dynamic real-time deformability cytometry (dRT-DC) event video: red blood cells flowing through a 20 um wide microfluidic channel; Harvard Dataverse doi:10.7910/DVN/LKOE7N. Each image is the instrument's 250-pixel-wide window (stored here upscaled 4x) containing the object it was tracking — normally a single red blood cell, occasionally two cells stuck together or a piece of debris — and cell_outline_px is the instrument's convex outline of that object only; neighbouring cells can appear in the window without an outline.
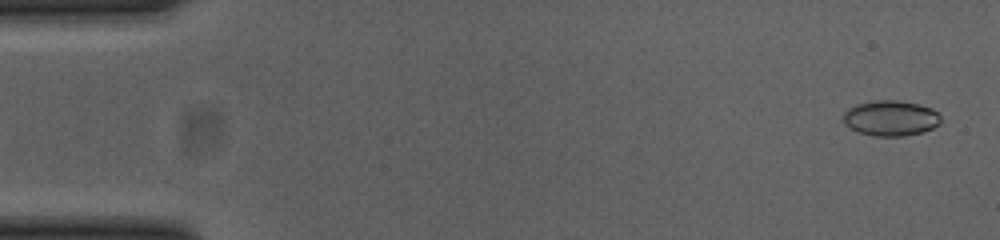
{"species": "common noctule bat (a hibernating species)", "species_latin": "Nyctalus noctula", "temperature_condition": "cold", "stored_images_in_passage": 53, "camera_frame_rate_fps": 3000, "um_per_image_px": 0.085, "animal": {"sex": "female", "body_mass_g": 23.0, "forearm_length_mm": 53.4}, "frame": {"image": 1, "passage_image": 2, "time_ms": 0.333, "image_size_px": [1000, 240], "cell_outline_px": [[940, 124], [924, 132], [904, 136], [872, 136], [860, 132], [844, 124], [844, 112], [848, 108], [856, 104], [876, 100], [896, 100], [916, 104], [932, 108], [940, 116]], "centroid_in_image_um": [75.71, 10.05], "position_along_channel_um": 9.3, "area_um2": 20.06}}
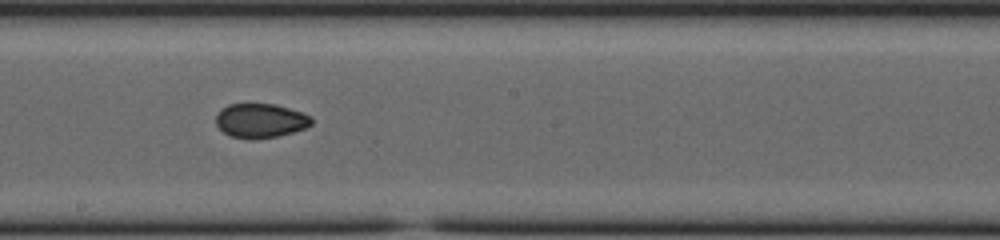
{"frame": {"image": 2, "passage_image": 29, "time_ms": 9.333, "image_size_px": [1000, 240], "cell_outline_px": [[312, 124], [304, 128], [292, 132], [276, 136], [232, 136], [224, 132], [216, 124], [216, 112], [220, 108], [228, 104], [276, 104], [312, 116]], "centroid_in_image_um": [22.13, 10.2], "position_along_channel_um": 226.1, "area_um2": 18.44}}
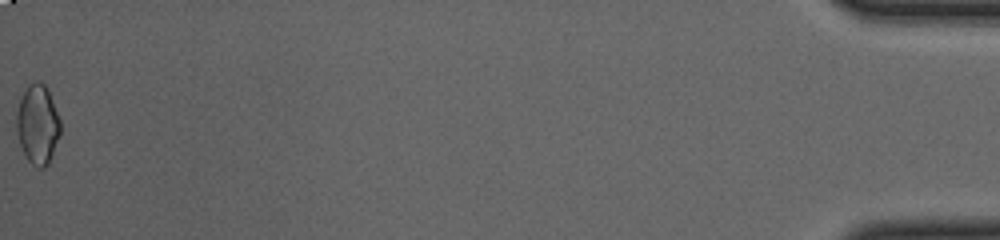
{"frame": {"image": 3, "passage_image": 53, "time_ms": 17.333, "image_size_px": [1000, 240], "cell_outline_px": [[60, 136], [48, 164], [44, 168], [40, 168], [32, 164], [28, 160], [20, 144], [16, 128], [16, 112], [20, 96], [28, 84], [36, 80], [40, 80], [44, 84], [52, 100], [60, 120]], "centroid_in_image_um": [3.19, 10.55], "position_along_channel_um": 432.0, "area_um2": 20.35}, "authors_computed_cell_mechanics": {"area_um2": 19.5364, "velocity_mm_per_s": 3.8652, "shape_relaxation_time_tau1_ms": null, "shape_relaxation_time_tau2_ms": 2.2042, "deformation_change_tau1": null, "deformation_change_tau2": 0.0447}}